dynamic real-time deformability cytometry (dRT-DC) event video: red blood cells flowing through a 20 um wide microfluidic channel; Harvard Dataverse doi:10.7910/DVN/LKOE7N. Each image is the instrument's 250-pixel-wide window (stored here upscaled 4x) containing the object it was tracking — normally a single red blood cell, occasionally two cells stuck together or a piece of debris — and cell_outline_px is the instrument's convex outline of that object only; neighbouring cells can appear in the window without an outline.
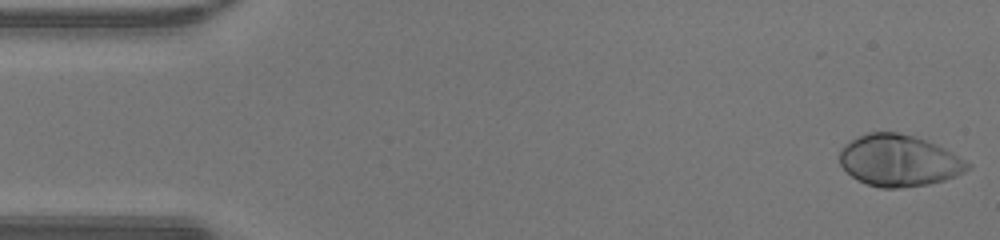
{"species": "human", "species_latin": "Homo sapiens", "temperature_condition": "warm", "stored_images_in_passage": 48, "camera_frame_rate_fps": 3000, "um_per_image_px": 0.085, "donor": {"sex": "male"}, "frame": {"image": 1, "passage_image": 1, "time_ms": 0.0, "image_size_px": [1000, 240], "cell_outline_px": [[972, 164], [964, 172], [956, 176], [944, 180], [928, 184], [900, 188], [880, 188], [868, 184], [852, 176], [840, 164], [840, 152], [844, 144], [868, 132], [896, 132], [912, 136], [936, 144], [952, 152]], "centroid_in_image_um": [76.42, 13.65], "position_along_channel_um": 8.6, "area_um2": 38.09}}
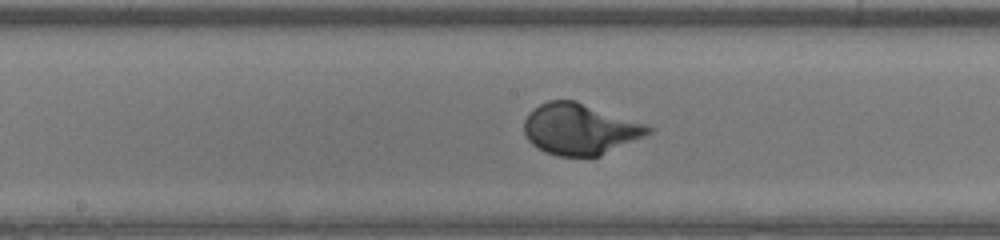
{"frame": {"image": 2, "passage_image": 24, "time_ms": 7.667, "image_size_px": [1000, 240], "cell_outline_px": [[652, 132], [644, 136], [600, 156], [556, 156], [544, 152], [532, 144], [528, 140], [524, 132], [524, 120], [528, 112], [540, 104], [548, 100], [576, 100], [644, 124], [652, 128]], "centroid_in_image_um": [49.24, 10.97], "position_along_channel_um": 199.0, "area_um2": 36.82}}
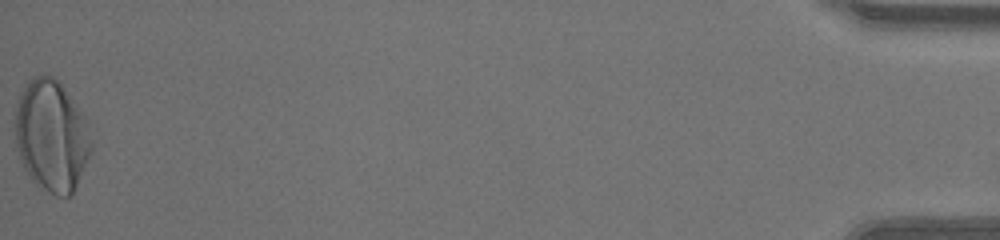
{"frame": {"image": 3, "passage_image": 48, "time_ms": 15.667, "image_size_px": [1000, 240], "cell_outline_px": [[92, 152], [72, 196], [56, 196], [48, 192], [36, 184], [32, 180], [24, 168], [20, 156], [16, 140], [16, 100], [20, 92], [28, 80], [32, 76], [52, 76], [60, 84], [88, 120], [92, 144]], "centroid_in_image_um": [4.4, 11.56], "position_along_channel_um": 430.8, "area_um2": 49.53}, "authors_computed_cell_mechanics": {"area_um2": 36.8764, "velocity_mm_per_s": 4.2805, "shape_relaxation_time_tau1_ms": 2.1467, "shape_relaxation_time_tau2_ms": null, "deformation_change_tau1": 0.2129, "deformation_change_tau2": null}}